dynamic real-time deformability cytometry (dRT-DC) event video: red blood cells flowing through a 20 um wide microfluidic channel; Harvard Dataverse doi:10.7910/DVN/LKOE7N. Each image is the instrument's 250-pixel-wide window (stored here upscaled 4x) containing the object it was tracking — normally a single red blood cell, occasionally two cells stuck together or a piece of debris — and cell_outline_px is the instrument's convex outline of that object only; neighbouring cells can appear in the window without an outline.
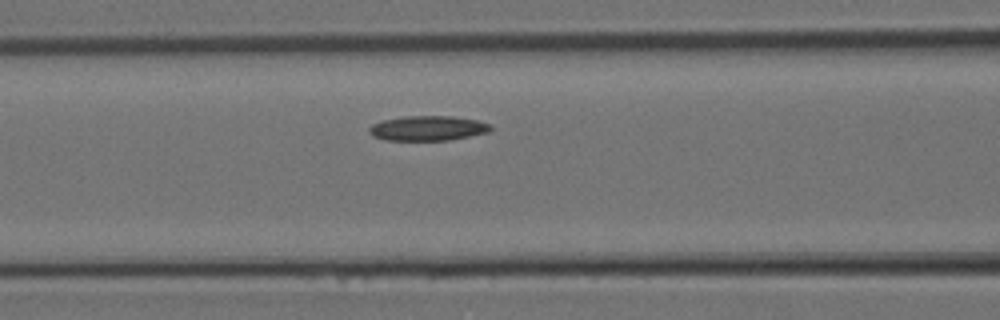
{"species": "Egyptian fruit bat (a non-hibernating species)", "species_latin": "Rousettus aegyptiacus", "temperature_condition": "room temperature", "stored_images_in_passage": 10, "segment_of_instrument_passage": [1, 2], "camera_frame_rate_fps": 3000, "um_per_image_px": 0.085, "animal": {"sex": "female"}, "frame": {"image": 1, "passage_image": 4, "time_ms": 1.0, "image_size_px": [1000, 320], "cell_outline_px": [[492, 128], [488, 132], [448, 140], [384, 140], [372, 136], [368, 132], [368, 128], [372, 124], [384, 120], [404, 116], [452, 116], [476, 120], [488, 124]], "centroid_in_image_um": [36.3, 10.9], "position_along_channel_um": 130.3, "area_um2": 17.46}}
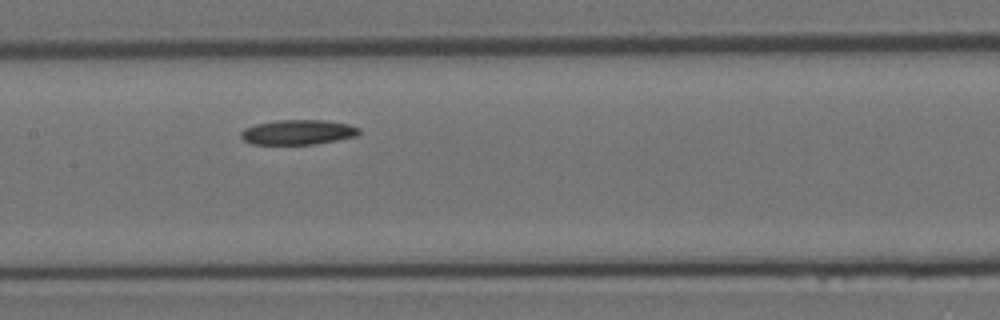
{"frame": {"image": 2, "passage_image": 6, "time_ms": 1.667, "image_size_px": [1000, 320], "cell_outline_px": [[360, 132], [356, 136], [316, 144], [252, 144], [244, 140], [240, 136], [240, 132], [244, 128], [256, 124], [276, 120], [324, 120], [348, 124], [360, 128]], "centroid_in_image_um": [25.31, 11.23], "position_along_channel_um": 182.1, "area_um2": 17.11}}
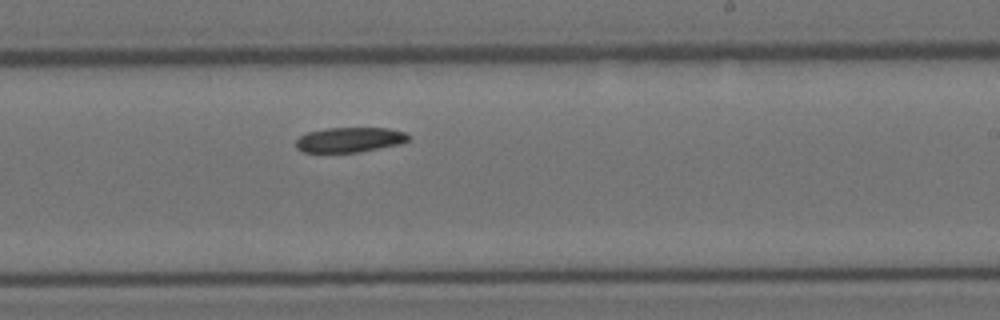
{"frame": {"image": 3, "passage_image": 9, "time_ms": 2.667, "image_size_px": [1000, 320], "cell_outline_px": [[408, 140], [400, 144], [356, 152], [304, 152], [296, 148], [296, 140], [300, 136], [308, 132], [328, 128], [388, 128], [404, 132], [408, 136]], "centroid_in_image_um": [29.69, 11.87], "position_along_channel_um": 259.3, "area_um2": 16.13}}